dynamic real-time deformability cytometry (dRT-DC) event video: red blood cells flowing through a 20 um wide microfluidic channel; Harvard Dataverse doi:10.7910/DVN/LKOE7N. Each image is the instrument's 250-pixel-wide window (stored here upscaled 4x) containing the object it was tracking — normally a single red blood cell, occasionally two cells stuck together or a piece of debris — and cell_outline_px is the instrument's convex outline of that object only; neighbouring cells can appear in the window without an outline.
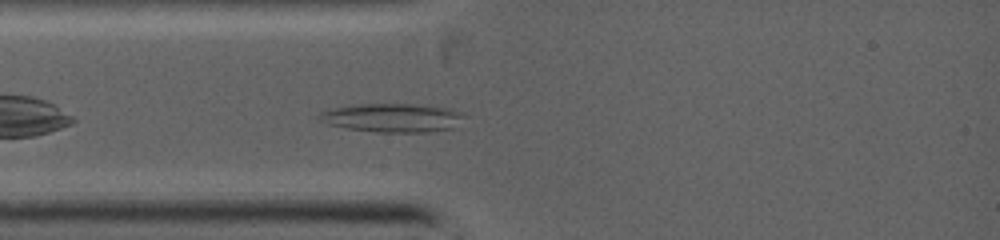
{"species": "common noctule bat (a hibernating species)", "species_latin": "Nyctalus noctula", "temperature_condition": "warm", "stored_images_in_passage": 51, "camera_frame_rate_fps": 5000, "um_per_image_px": 0.085, "animal": {"sex": "female", "body_mass_g": 19.0, "forearm_length_mm": 53.3}, "frame": {"image": 1, "passage_image": 5, "time_ms": 1.0, "image_size_px": [1000, 240], "cell_outline_px": [[464, 116], [452, 128], [428, 132], [376, 132], [348, 128], [328, 124], [316, 120], [316, 116], [320, 112], [332, 108], [360, 104], [408, 104], [444, 108], [464, 112]], "centroid_in_image_um": [33.28, 10.01], "position_along_channel_um": 51.7, "area_um2": 23.99}}
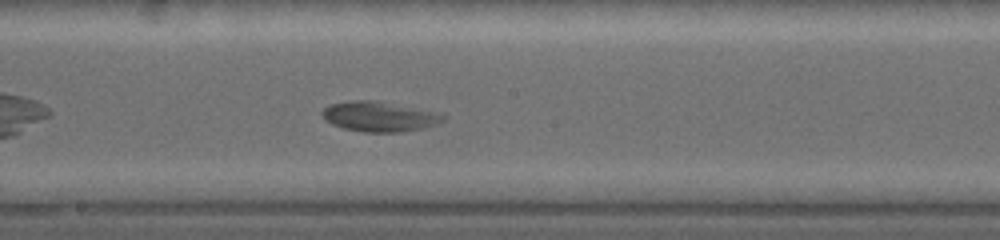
{"frame": {"image": 2, "passage_image": 22, "time_ms": 4.6, "image_size_px": [1000, 240], "cell_outline_px": [[448, 116], [444, 120], [436, 124], [424, 128], [400, 132], [364, 132], [344, 128], [332, 124], [320, 112], [328, 104], [348, 100], [376, 100], [432, 112]], "centroid_in_image_um": [32.2, 9.9], "position_along_channel_um": 216.0, "area_um2": 20.92}}
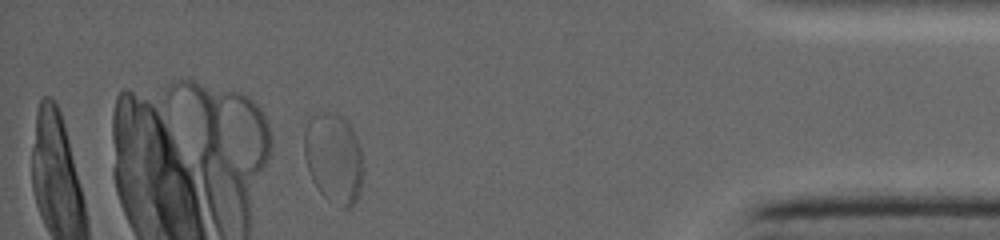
{"frame": {"image": 3, "passage_image": 47, "time_ms": 9.8, "image_size_px": [1000, 240], "cell_outline_px": [[360, 192], [352, 208], [340, 208], [324, 196], [320, 192], [312, 180], [304, 156], [304, 128], [308, 120], [316, 112], [336, 112], [344, 116], [348, 120], [356, 136], [360, 148]], "centroid_in_image_um": [28.33, 13.4], "position_along_channel_um": 406.9, "area_um2": 31.04}}